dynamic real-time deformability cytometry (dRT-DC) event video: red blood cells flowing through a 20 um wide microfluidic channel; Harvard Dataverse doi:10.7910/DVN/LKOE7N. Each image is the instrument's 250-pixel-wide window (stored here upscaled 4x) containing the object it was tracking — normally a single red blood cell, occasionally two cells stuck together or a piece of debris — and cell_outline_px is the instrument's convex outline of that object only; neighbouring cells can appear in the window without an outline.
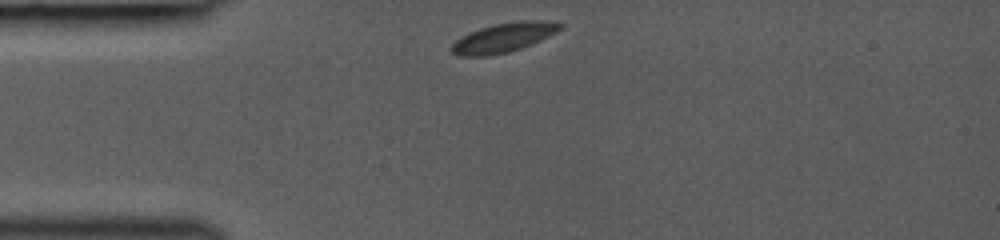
{"species": "common noctule bat (a hibernating species)", "species_latin": "Nyctalus noctula", "temperature_condition": "room temperature", "stored_images_in_passage": 30, "camera_frame_rate_fps": 3000, "um_per_image_px": 0.085, "animal": {"sex": "female", "body_mass_g": 19.0, "forearm_length_mm": 53.3}, "frame": {"image": 1, "passage_image": 1, "time_ms": 0.0, "image_size_px": [1000, 240], "cell_outline_px": [[564, 24], [556, 32], [532, 44], [508, 52], [488, 56], [460, 56], [452, 52], [448, 48], [456, 40], [480, 28], [492, 24], [520, 20], [552, 20]], "centroid_in_image_um": [42.82, 3.18], "position_along_channel_um": 42.2, "area_um2": 18.55}}
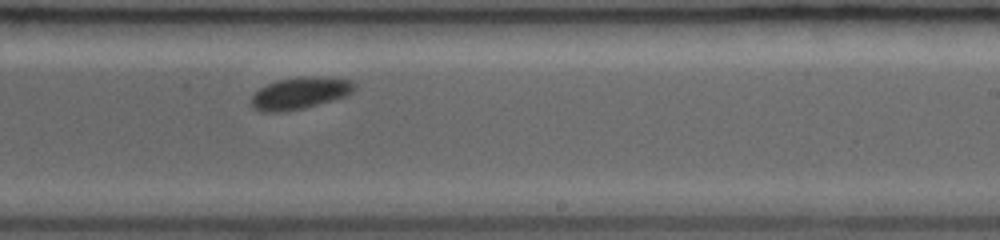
{"frame": {"image": 2, "passage_image": 18, "time_ms": 5.667, "image_size_px": [1000, 240], "cell_outline_px": [[356, 88], [348, 96], [304, 108], [284, 112], [260, 112], [252, 108], [248, 100], [260, 88], [276, 80], [300, 76], [312, 76], [352, 80], [356, 84]], "centroid_in_image_um": [25.47, 7.93], "position_along_channel_um": 263.5, "area_um2": 19.54}}
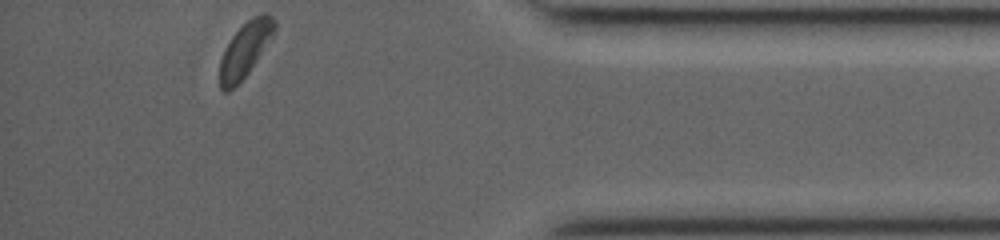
{"frame": {"image": 3, "passage_image": 30, "time_ms": 9.667, "image_size_px": [1000, 240], "cell_outline_px": [[276, 32], [272, 40], [248, 72], [228, 92], [224, 92], [220, 88], [220, 60], [232, 36], [252, 16], [264, 12], [272, 16], [276, 24]], "centroid_in_image_um": [20.89, 4.18], "position_along_channel_um": 414.3, "area_um2": 17.34}}